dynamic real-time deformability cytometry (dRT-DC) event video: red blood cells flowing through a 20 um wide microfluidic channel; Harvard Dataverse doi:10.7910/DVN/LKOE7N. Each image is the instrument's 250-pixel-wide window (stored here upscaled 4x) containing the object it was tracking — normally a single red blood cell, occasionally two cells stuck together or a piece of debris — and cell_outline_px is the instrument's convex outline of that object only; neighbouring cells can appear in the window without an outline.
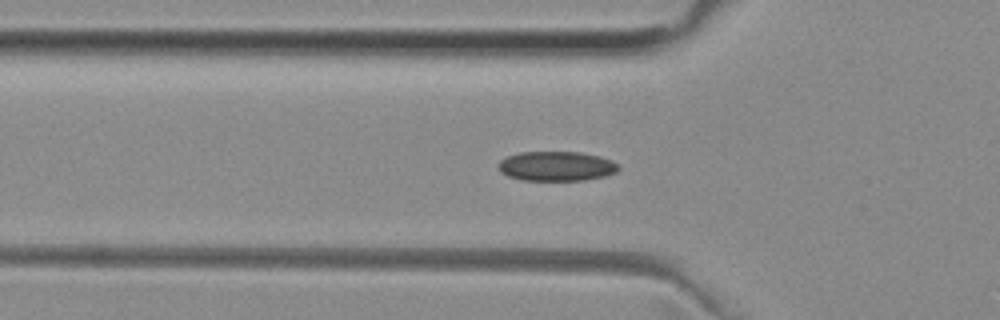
{"species": "common noctule bat (a hibernating species)", "species_latin": "Nyctalus noctula", "temperature_condition": "room temperature", "stored_images_in_passage": 46, "camera_frame_rate_fps": 3000, "um_per_image_px": 0.085, "animal": {"sex": "female", "body_mass_g": 29.2, "forearm_length_mm": 56.3}, "frame": {"image": 1, "passage_image": 17, "time_ms": 5.333, "image_size_px": [1000, 320], "cell_outline_px": [[620, 168], [616, 172], [608, 176], [584, 180], [520, 180], [508, 176], [500, 172], [496, 164], [500, 160], [508, 156], [520, 152], [580, 152], [600, 156], [612, 160]], "centroid_in_image_um": [47.29, 14.13], "position_along_channel_um": 78.5, "area_um2": 20.92}}
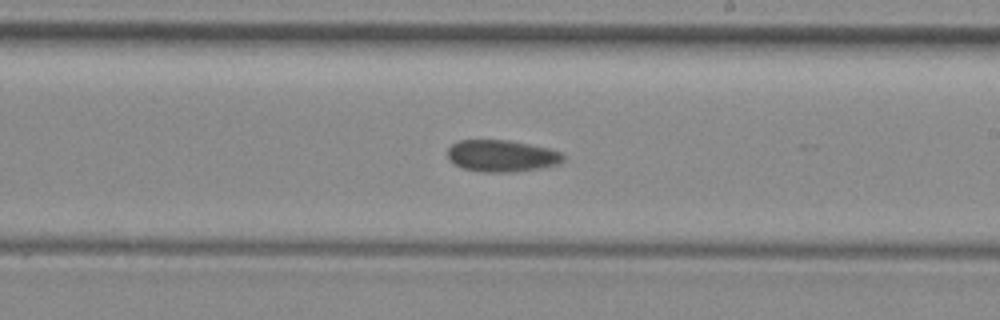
{"frame": {"image": 2, "passage_image": 30, "time_ms": 9.667, "image_size_px": [1000, 320], "cell_outline_px": [[564, 160], [560, 164], [540, 168], [512, 172], [484, 172], [464, 168], [448, 160], [448, 148], [452, 144], [460, 140], [508, 140], [548, 148], [560, 152], [564, 156]], "centroid_in_image_um": [42.65, 13.25], "position_along_channel_um": 246.3, "area_um2": 21.33}}
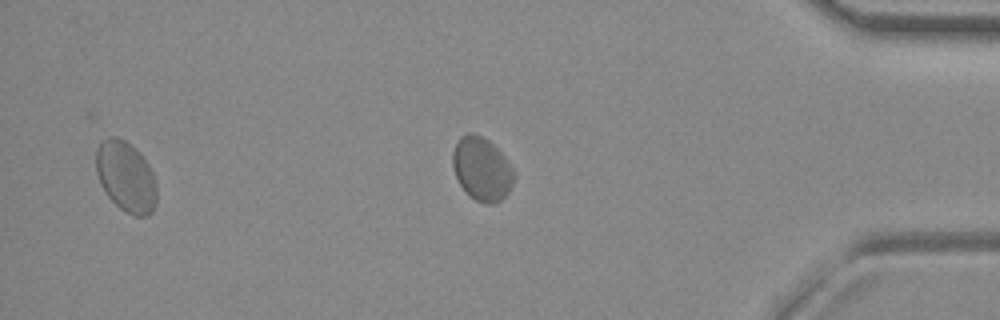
{"frame": {"image": 3, "passage_image": 44, "time_ms": 14.333, "image_size_px": [1000, 320], "cell_outline_px": [[156, 204], [152, 212], [148, 216], [136, 216], [124, 212], [104, 192], [100, 184], [96, 172], [96, 148], [108, 136], [116, 136], [124, 140], [136, 148], [140, 152], [148, 164], [156, 180]], "centroid_in_image_um": [10.71, 15.02], "position_along_channel_um": 424.5, "area_um2": 25.2}, "authors_computed_cell_mechanics": {"area_um2": 21.5594, "velocity_mm_per_s": 3.8783, "shape_relaxation_time_tau1_ms": null, "shape_relaxation_time_tau2_ms": 3.1024, "deformation_change_tau1": null, "deformation_change_tau2": 0.0584}}